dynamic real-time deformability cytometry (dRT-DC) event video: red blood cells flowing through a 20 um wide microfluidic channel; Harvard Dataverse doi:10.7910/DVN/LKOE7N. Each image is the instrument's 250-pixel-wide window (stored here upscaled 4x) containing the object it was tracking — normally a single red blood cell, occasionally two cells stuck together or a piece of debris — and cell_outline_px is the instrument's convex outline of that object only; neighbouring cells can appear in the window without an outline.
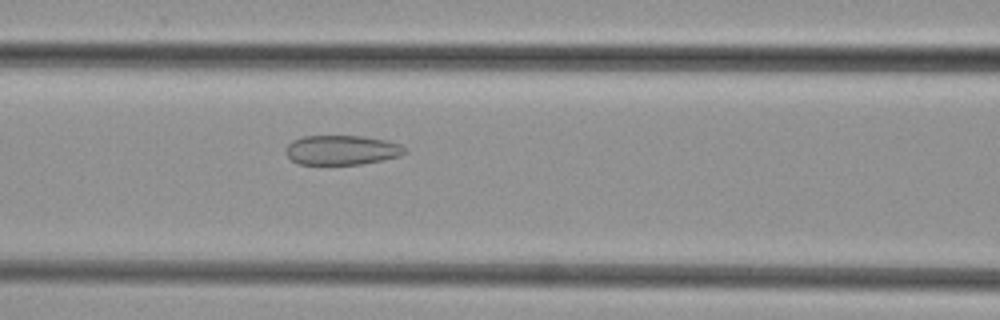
{"species": "common noctule bat (a hibernating species)", "species_latin": "Nyctalus noctula", "temperature_condition": "cold", "stored_images_in_passage": 49, "camera_frame_rate_fps": 3000, "um_per_image_px": 0.085, "animal": {"sex": "female", "body_mass_g": 29.2, "forearm_length_mm": 56.3}, "frame": {"image": 1, "passage_image": 21, "time_ms": 6.667, "image_size_px": [1000, 320], "cell_outline_px": [[408, 152], [400, 156], [384, 160], [360, 164], [296, 164], [284, 152], [284, 148], [292, 140], [304, 136], [364, 136], [388, 140], [400, 144]], "centroid_in_image_um": [29.05, 12.75], "position_along_channel_um": 137.6, "area_um2": 20.75}}
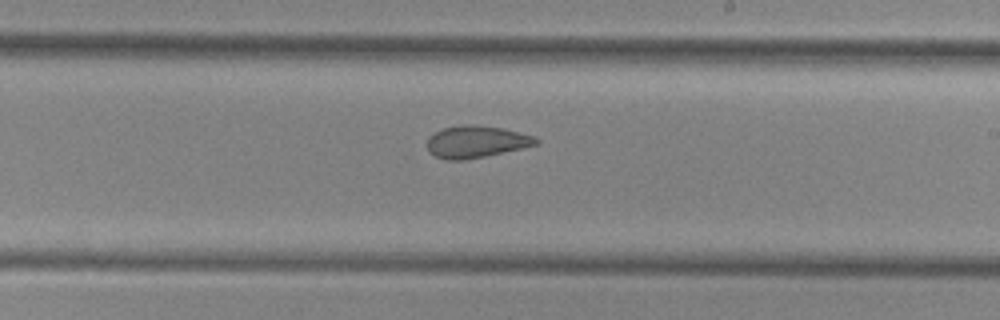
{"frame": {"image": 2, "passage_image": 29, "time_ms": 9.333, "image_size_px": [1000, 320], "cell_outline_px": [[540, 144], [484, 156], [460, 160], [448, 160], [436, 156], [428, 152], [428, 136], [432, 132], [444, 128], [460, 124], [472, 124], [500, 128], [536, 136], [540, 140]], "centroid_in_image_um": [40.47, 12.03], "position_along_channel_um": 248.5, "area_um2": 20.29}}
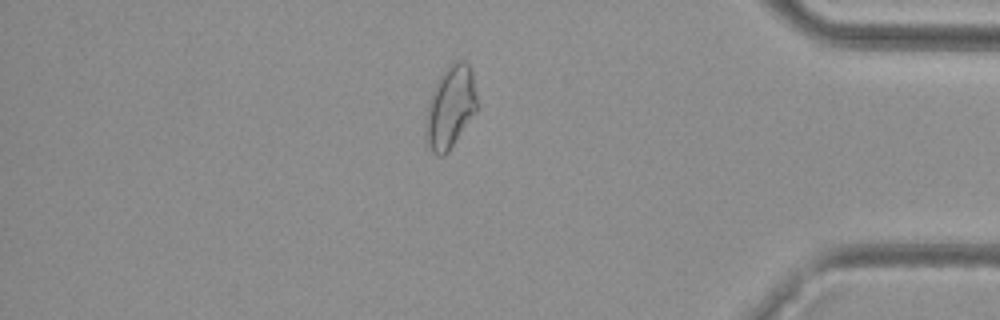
{"frame": {"image": 3, "passage_image": 42, "time_ms": 13.667, "image_size_px": [1000, 320], "cell_outline_px": [[476, 112], [448, 152], [444, 156], [440, 156], [432, 152], [428, 144], [428, 100], [440, 76], [452, 60], [464, 60], [468, 64], [472, 72], [476, 96]], "centroid_in_image_um": [38.32, 9.07], "position_along_channel_um": 396.9, "area_um2": 23.93}}